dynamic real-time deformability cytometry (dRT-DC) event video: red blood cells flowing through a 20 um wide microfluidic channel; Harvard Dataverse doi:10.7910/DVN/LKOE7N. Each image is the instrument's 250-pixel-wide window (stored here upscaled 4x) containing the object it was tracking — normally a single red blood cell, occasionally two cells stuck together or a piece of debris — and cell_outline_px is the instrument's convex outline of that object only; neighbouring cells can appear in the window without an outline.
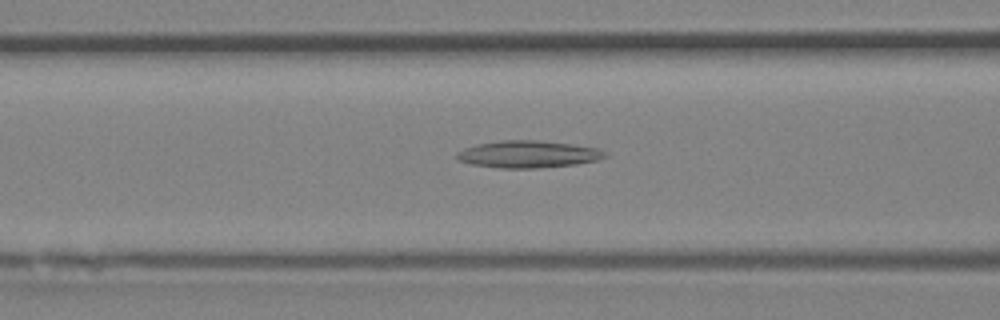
{"species": "Egyptian fruit bat (a non-hibernating species)", "species_latin": "Rousettus aegyptiacus", "temperature_condition": "room temperature", "stored_images_in_passage": 38, "camera_frame_rate_fps": 3000, "um_per_image_px": 0.085, "animal": {"sex": "female"}, "frame": {"image": 1, "passage_image": 13, "time_ms": 4.0, "image_size_px": [1000, 320], "cell_outline_px": [[608, 156], [596, 160], [576, 164], [536, 168], [500, 168], [472, 164], [460, 160], [452, 156], [456, 152], [464, 148], [476, 144], [500, 140], [536, 140], [572, 144], [596, 148], [608, 152]], "centroid_in_image_um": [44.86, 13.1], "position_along_channel_um": 121.7, "area_um2": 23.47}}
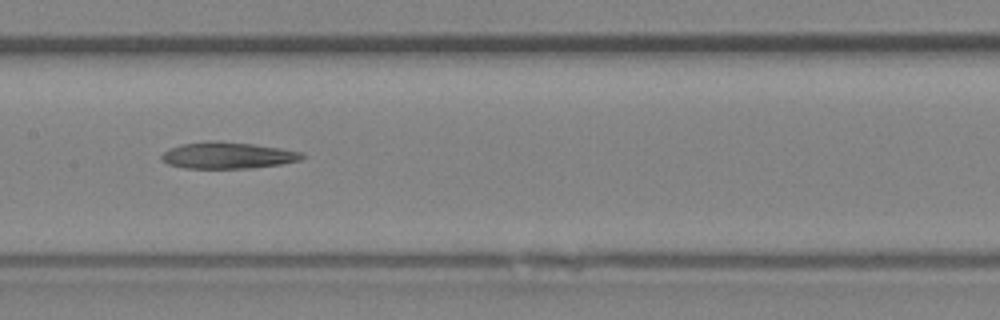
{"frame": {"image": 2, "passage_image": 17, "time_ms": 5.333, "image_size_px": [1000, 320], "cell_outline_px": [[304, 156], [300, 160], [280, 164], [252, 168], [184, 168], [168, 164], [160, 160], [160, 156], [168, 148], [180, 144], [212, 140], [252, 144], [280, 148], [304, 152]], "centroid_in_image_um": [19.31, 13.2], "position_along_channel_um": 188.1, "area_um2": 21.79}}
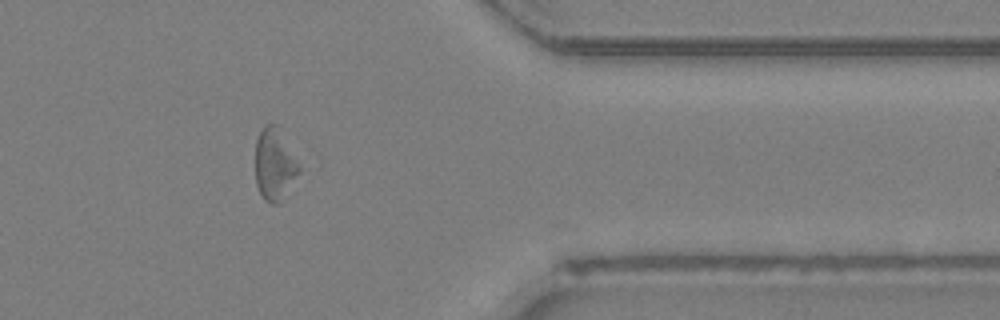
{"frame": {"image": 3, "passage_image": 30, "time_ms": 9.667, "image_size_px": [1000, 320], "cell_outline_px": [[300, 168], [284, 200], [280, 204], [272, 204], [264, 200], [256, 184], [256, 140], [264, 124], [276, 124], [296, 160]], "centroid_in_image_um": [23.31, 14.02], "position_along_channel_um": 388.1, "area_um2": 18.03}}